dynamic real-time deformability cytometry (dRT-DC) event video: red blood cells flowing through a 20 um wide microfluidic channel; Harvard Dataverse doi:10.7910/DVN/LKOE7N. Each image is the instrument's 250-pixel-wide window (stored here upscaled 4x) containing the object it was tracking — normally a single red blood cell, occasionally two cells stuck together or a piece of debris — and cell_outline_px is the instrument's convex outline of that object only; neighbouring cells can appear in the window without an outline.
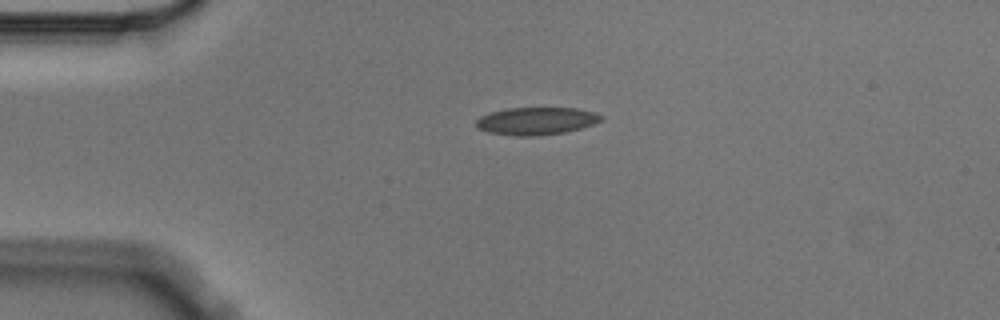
{"species": "Egyptian fruit bat (a non-hibernating species)", "species_latin": "Rousettus aegyptiacus", "temperature_condition": "cold", "stored_images_in_passage": 3, "camera_frame_rate_fps": 3000, "um_per_image_px": 0.085, "animal": {"sex": "male"}, "frame": {"image": 1, "passage_image": 1, "time_ms": 0.0, "image_size_px": [1000, 320], "cell_outline_px": [[604, 120], [580, 128], [564, 132], [540, 136], [516, 136], [488, 132], [476, 128], [476, 120], [480, 116], [488, 112], [508, 108], [576, 108], [592, 112], [604, 116]], "centroid_in_image_um": [45.55, 10.28], "position_along_channel_um": 39.4, "area_um2": 20.17}}
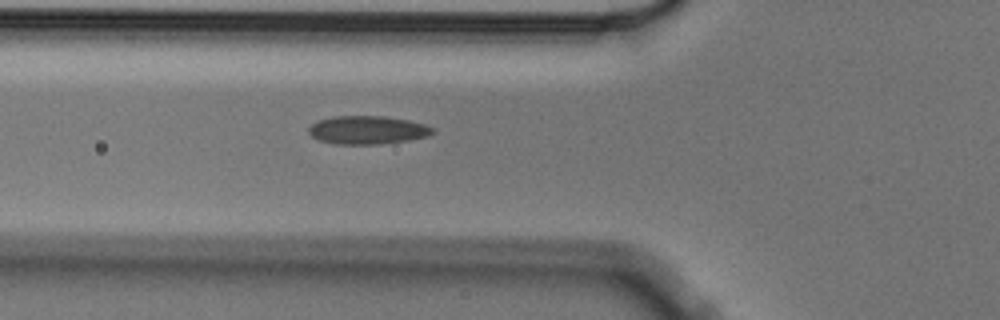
{"frame": {"image": 2, "passage_image": 3, "time_ms": 0.667, "image_size_px": [1000, 320], "cell_outline_px": [[432, 132], [428, 136], [408, 140], [380, 144], [336, 144], [320, 140], [312, 136], [308, 132], [308, 128], [316, 120], [332, 116], [384, 116], [408, 120], [424, 124], [432, 128]], "centroid_in_image_um": [31.19, 11.04], "position_along_channel_um": 94.6, "area_um2": 20.35}}